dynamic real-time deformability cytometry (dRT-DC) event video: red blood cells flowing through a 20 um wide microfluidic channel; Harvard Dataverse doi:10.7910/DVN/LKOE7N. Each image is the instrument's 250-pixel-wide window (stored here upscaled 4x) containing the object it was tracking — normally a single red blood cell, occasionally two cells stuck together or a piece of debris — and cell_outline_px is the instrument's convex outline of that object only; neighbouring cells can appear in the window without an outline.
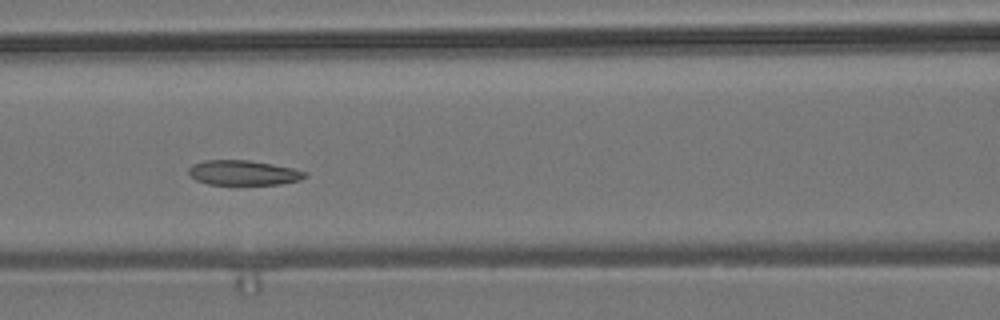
{"species": "common noctule bat (a hibernating species)", "species_latin": "Nyctalus noctula", "temperature_condition": "room temperature", "stored_images_in_passage": 7, "camera_frame_rate_fps": 3000, "um_per_image_px": 0.085, "animal": {"sex": "male", "body_mass_g": 19.2, "forearm_length_mm": 51.8}, "frame": {"image": 1, "passage_image": 5, "time_ms": 4.667, "image_size_px": [1000, 320], "cell_outline_px": [[308, 176], [300, 180], [280, 184], [208, 184], [196, 180], [188, 176], [188, 168], [192, 164], [204, 160], [248, 160], [272, 164], [292, 168], [308, 172]], "centroid_in_image_um": [20.67, 14.68], "position_along_channel_um": 145.9, "area_um2": 16.94}}
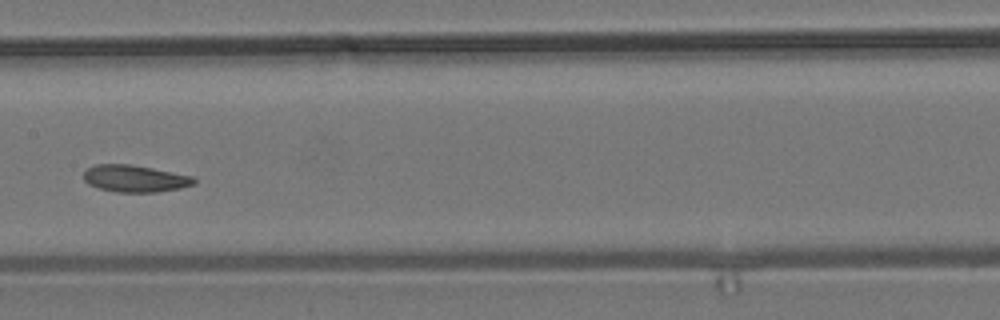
{"frame": {"image": 2, "passage_image": 6, "time_ms": 6.0, "image_size_px": [1000, 320], "cell_outline_px": [[196, 184], [180, 188], [156, 192], [116, 192], [100, 188], [88, 184], [84, 180], [84, 172], [88, 168], [96, 164], [132, 164], [192, 176], [196, 180]], "centroid_in_image_um": [11.47, 15.17], "position_along_channel_um": 195.9, "area_um2": 17.28}}
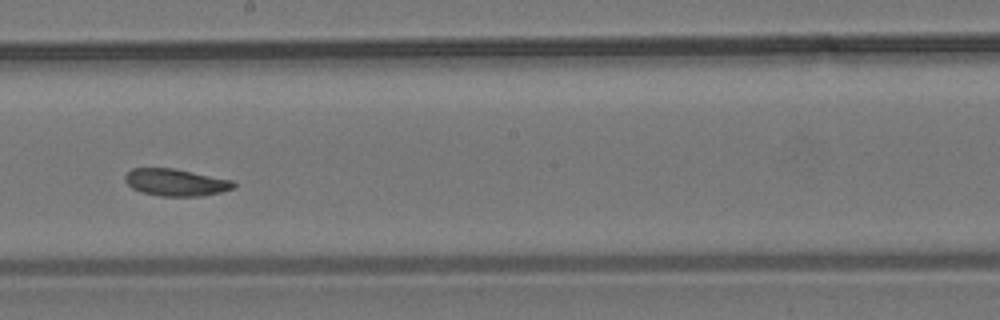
{"frame": {"image": 3, "passage_image": 7, "time_ms": 7.0, "image_size_px": [1000, 320], "cell_outline_px": [[236, 188], [220, 192], [200, 196], [160, 196], [140, 192], [132, 188], [124, 180], [124, 176], [132, 168], [172, 168], [232, 180], [236, 184]], "centroid_in_image_um": [14.93, 15.51], "position_along_channel_um": 233.3, "area_um2": 17.11}}